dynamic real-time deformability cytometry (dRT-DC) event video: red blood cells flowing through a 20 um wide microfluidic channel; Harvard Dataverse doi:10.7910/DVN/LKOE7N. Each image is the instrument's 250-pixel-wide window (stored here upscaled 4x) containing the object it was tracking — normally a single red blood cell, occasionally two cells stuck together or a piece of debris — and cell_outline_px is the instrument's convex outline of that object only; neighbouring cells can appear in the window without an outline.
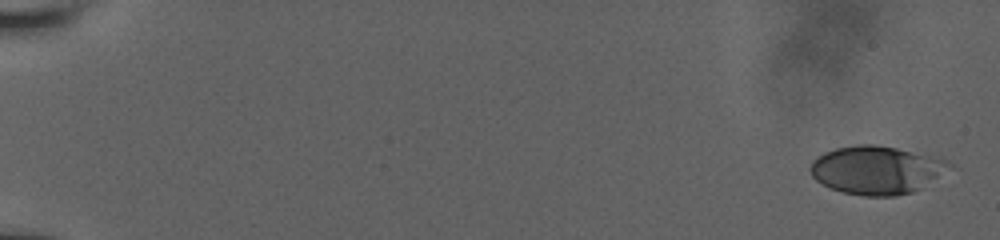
{"species": "human", "species_latin": "Homo sapiens", "temperature_condition": "room temperature", "stored_images_in_passage": 27, "camera_frame_rate_fps": 3000, "um_per_image_px": 0.085, "donor": {"sex": "male"}, "frame": {"image": 1, "passage_image": 1, "time_ms": 0.0, "image_size_px": [1000, 240], "cell_outline_px": [[952, 164], [920, 188], [912, 192], [896, 196], [864, 196], [844, 192], [832, 188], [816, 180], [812, 176], [808, 168], [812, 160], [824, 152], [836, 148], [856, 144], [876, 144], [896, 148], [948, 160]], "centroid_in_image_um": [74.42, 14.44], "position_along_channel_um": 10.6, "area_um2": 38.49}}
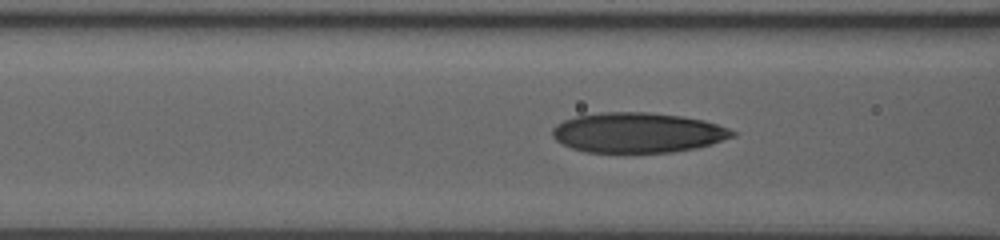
{"frame": {"image": 2, "passage_image": 20, "time_ms": 7.667, "image_size_px": [1000, 240], "cell_outline_px": [[736, 136], [712, 144], [696, 148], [672, 152], [584, 152], [572, 148], [556, 140], [552, 136], [552, 128], [556, 124], [564, 120], [576, 116], [600, 112], [644, 112], [680, 116], [704, 120], [728, 128], [736, 132]], "centroid_in_image_um": [54.2, 11.27], "position_along_channel_um": 112.4, "area_um2": 42.02}}
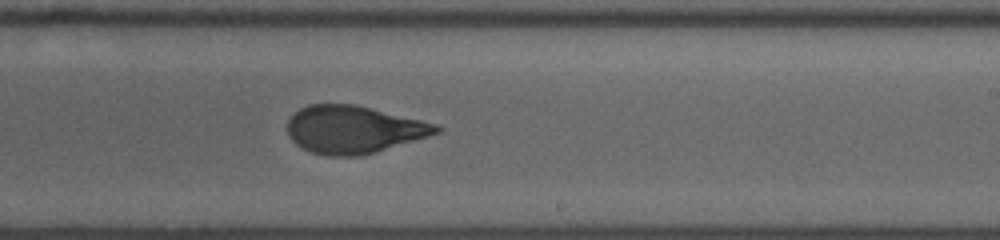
{"frame": {"image": 3, "passage_image": 27, "time_ms": 11.333, "image_size_px": [1000, 240], "cell_outline_px": [[444, 128], [440, 132], [376, 152], [360, 156], [328, 156], [312, 152], [296, 144], [288, 136], [288, 120], [300, 108], [308, 104], [356, 104], [436, 124]], "centroid_in_image_um": [30.04, 11.01], "position_along_channel_um": 259.0, "area_um2": 41.04}}